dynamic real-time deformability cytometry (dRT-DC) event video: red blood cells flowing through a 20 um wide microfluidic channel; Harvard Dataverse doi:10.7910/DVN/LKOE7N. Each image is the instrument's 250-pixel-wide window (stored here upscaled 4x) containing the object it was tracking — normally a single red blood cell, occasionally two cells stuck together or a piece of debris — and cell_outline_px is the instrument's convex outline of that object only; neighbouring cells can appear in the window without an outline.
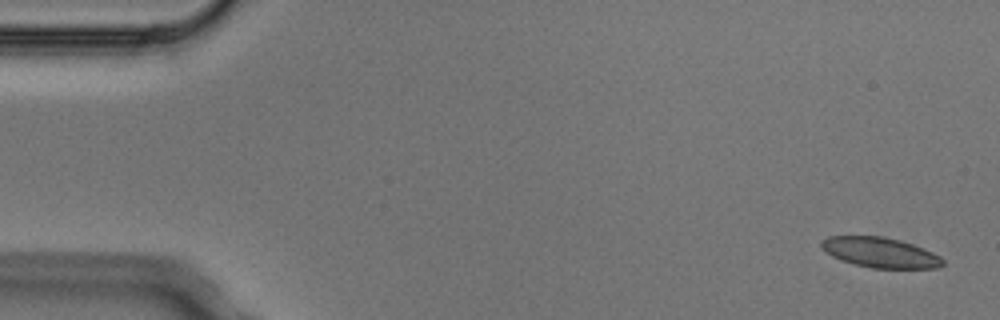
{"species": "Egyptian fruit bat (a non-hibernating species)", "species_latin": "Rousettus aegyptiacus", "temperature_condition": "cold", "stored_images_in_passage": 7, "camera_frame_rate_fps": 3000, "um_per_image_px": 0.085, "animal": {"sex": "male"}, "frame": {"image": 1, "passage_image": 1, "time_ms": 0.0, "image_size_px": [1000, 320], "cell_outline_px": [[944, 264], [936, 268], [872, 268], [840, 260], [832, 256], [820, 244], [820, 240], [828, 236], [884, 236], [900, 240], [924, 248], [940, 256], [944, 260]], "centroid_in_image_um": [74.83, 21.45], "position_along_channel_um": 10.2, "area_um2": 21.27}}
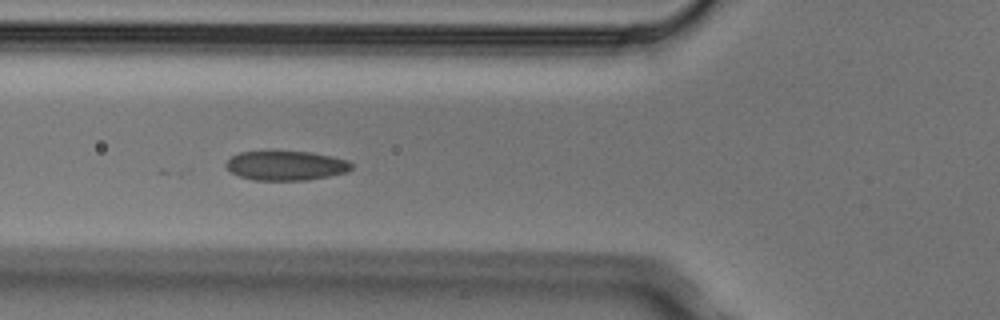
{"frame": {"image": 2, "passage_image": 6, "time_ms": 1.667, "image_size_px": [1000, 320], "cell_outline_px": [[352, 168], [348, 172], [308, 180], [252, 180], [240, 176], [232, 172], [224, 164], [232, 156], [240, 152], [312, 152], [332, 156], [348, 160], [352, 164]], "centroid_in_image_um": [24.34, 14.08], "position_along_channel_um": 101.5, "area_um2": 21.39}}